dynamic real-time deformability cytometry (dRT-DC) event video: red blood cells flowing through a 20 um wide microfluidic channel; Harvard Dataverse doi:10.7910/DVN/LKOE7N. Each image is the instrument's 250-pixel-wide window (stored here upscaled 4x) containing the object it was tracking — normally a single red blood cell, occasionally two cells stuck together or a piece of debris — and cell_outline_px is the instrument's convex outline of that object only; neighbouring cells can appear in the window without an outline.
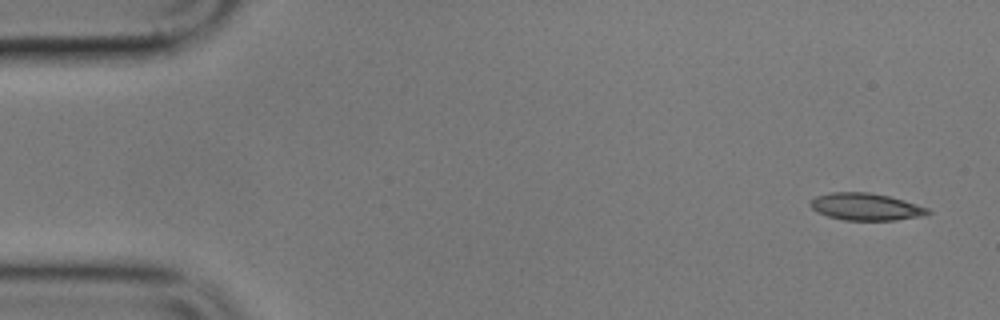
{"species": "common noctule bat (a hibernating species)", "species_latin": "Nyctalus noctula", "temperature_condition": "cold", "stored_images_in_passage": 9, "camera_frame_rate_fps": 3000, "um_per_image_px": 0.085, "animal": {"sex": "male", "body_mass_g": 17.9}, "frame": {"image": 1, "passage_image": 1, "time_ms": 0.0, "image_size_px": [1000, 320], "cell_outline_px": [[932, 212], [924, 216], [896, 220], [844, 220], [828, 216], [816, 212], [808, 204], [816, 196], [832, 192], [868, 192], [888, 196], [904, 200], [928, 208]], "centroid_in_image_um": [73.6, 17.58], "position_along_channel_um": 11.4, "area_um2": 18.61}}
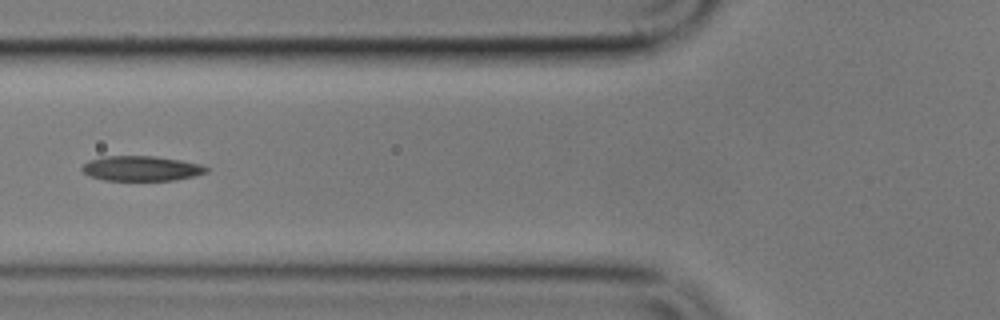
{"frame": {"image": 2, "passage_image": 5, "time_ms": 6.333, "image_size_px": [1000, 320], "cell_outline_px": [[208, 172], [176, 180], [104, 180], [88, 176], [80, 168], [88, 160], [104, 156], [156, 156], [180, 160], [200, 164], [208, 168]], "centroid_in_image_um": [11.98, 14.31], "position_along_channel_um": 113.8, "area_um2": 18.09}}
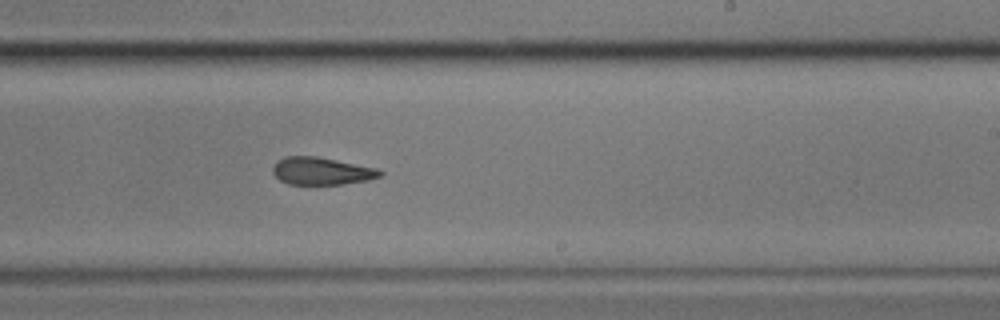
{"frame": {"image": 3, "passage_image": 9, "time_ms": 10.667, "image_size_px": [1000, 320], "cell_outline_px": [[384, 172], [380, 176], [368, 180], [340, 184], [288, 184], [280, 180], [272, 172], [272, 168], [284, 156], [316, 156], [376, 168]], "centroid_in_image_um": [27.32, 14.54], "position_along_channel_um": 261.7, "area_um2": 16.94}}